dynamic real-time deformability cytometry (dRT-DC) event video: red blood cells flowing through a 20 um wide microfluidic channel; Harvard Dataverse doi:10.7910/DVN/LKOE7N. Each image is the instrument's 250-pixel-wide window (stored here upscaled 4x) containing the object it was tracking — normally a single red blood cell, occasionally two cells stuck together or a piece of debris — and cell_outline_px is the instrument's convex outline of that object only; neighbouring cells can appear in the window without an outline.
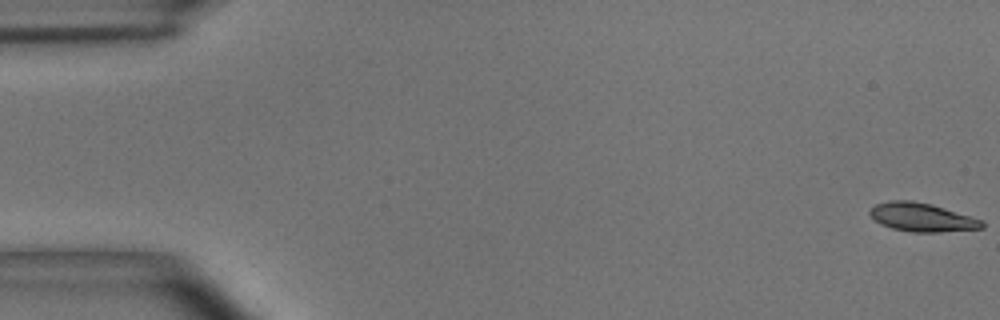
{"species": "common noctule bat (a hibernating species)", "species_latin": "Nyctalus noctula", "temperature_condition": "room temperature", "stored_images_in_passage": 55, "camera_frame_rate_fps": 3000, "um_per_image_px": 0.085, "animal": {"sex": "male", "body_mass_g": 15.6}, "frame": {"image": 1, "passage_image": 1, "time_ms": 0.0, "image_size_px": [1000, 320], "cell_outline_px": [[984, 228], [940, 232], [912, 232], [892, 228], [880, 224], [868, 212], [876, 204], [888, 200], [912, 200], [932, 204], [984, 220]], "centroid_in_image_um": [78.39, 18.46], "position_along_channel_um": 6.6, "area_um2": 18.73}}
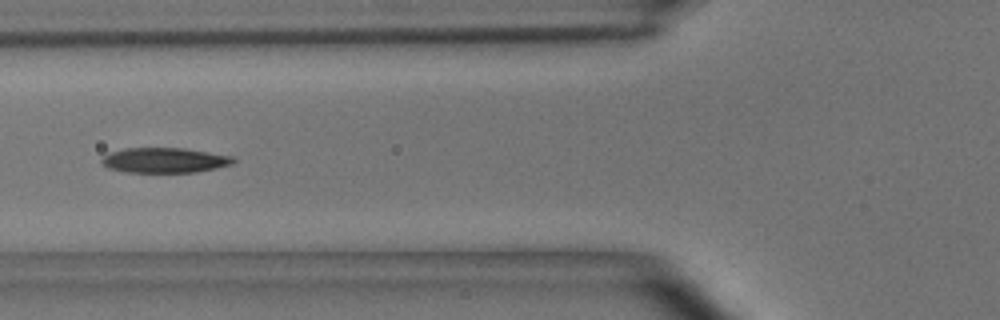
{"frame": {"image": 2, "passage_image": 21, "time_ms": 6.667, "image_size_px": [1000, 320], "cell_outline_px": [[236, 160], [232, 164], [216, 168], [196, 172], [124, 172], [108, 168], [100, 160], [108, 152], [124, 148], [184, 148], [236, 156]], "centroid_in_image_um": [14.01, 13.61], "position_along_channel_um": 111.8, "area_um2": 19.42}}
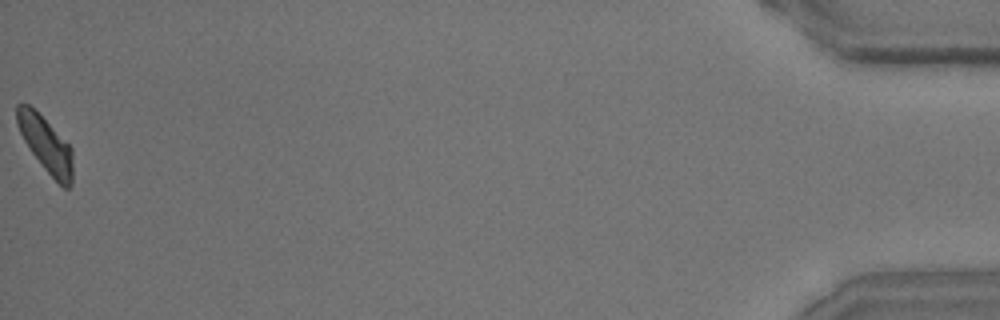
{"frame": {"image": 3, "passage_image": 55, "time_ms": 18.0, "image_size_px": [1000, 320], "cell_outline_px": [[72, 184], [68, 188], [64, 188], [44, 168], [32, 152], [24, 140], [16, 124], [16, 104], [28, 104], [72, 148]], "centroid_in_image_um": [3.88, 12.29], "position_along_channel_um": 431.3, "area_um2": 17.4}, "authors_computed_cell_mechanics": {"area_um2": 18.9584, "velocity_mm_per_s": 3.676, "shape_relaxation_time_tau1_ms": 6.1774, "shape_relaxation_time_tau2_ms": 6.5927, "deformation_change_tau1": 0.1608, "deformation_change_tau2": 0.1465}}